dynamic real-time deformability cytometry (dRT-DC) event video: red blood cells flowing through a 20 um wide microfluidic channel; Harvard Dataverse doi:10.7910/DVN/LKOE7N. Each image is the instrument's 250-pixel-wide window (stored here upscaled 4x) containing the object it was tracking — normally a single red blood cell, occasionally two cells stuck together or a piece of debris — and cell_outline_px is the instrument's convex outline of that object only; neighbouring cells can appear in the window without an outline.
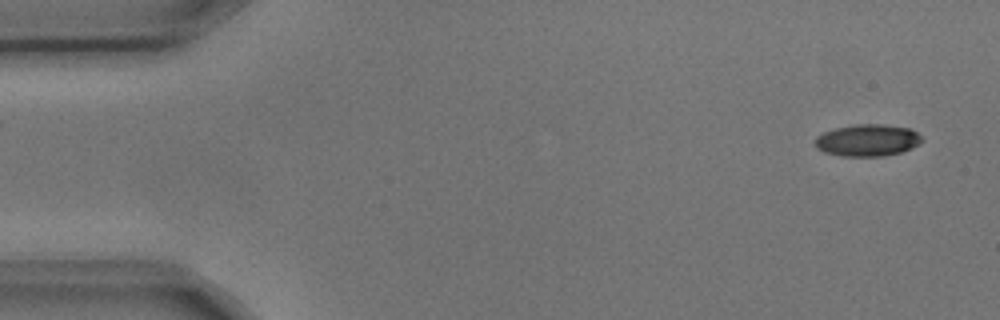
{"species": "common noctule bat (a hibernating species)", "species_latin": "Nyctalus noctula", "temperature_condition": "cold", "stored_images_in_passage": 2, "camera_frame_rate_fps": 3000, "um_per_image_px": 0.085, "animal": {"sex": "male", "body_mass_g": 17.9, "forearm_length_mm": 54.2}, "frame": {"image": 1, "passage_image": 2, "time_ms": 0.333, "image_size_px": [1000, 320], "cell_outline_px": [[924, 140], [920, 144], [912, 148], [900, 152], [884, 156], [840, 156], [824, 152], [816, 148], [816, 136], [824, 132], [836, 128], [852, 124], [884, 124], [912, 128]], "centroid_in_image_um": [73.76, 11.91], "position_along_channel_um": 11.2, "area_um2": 20.06}}